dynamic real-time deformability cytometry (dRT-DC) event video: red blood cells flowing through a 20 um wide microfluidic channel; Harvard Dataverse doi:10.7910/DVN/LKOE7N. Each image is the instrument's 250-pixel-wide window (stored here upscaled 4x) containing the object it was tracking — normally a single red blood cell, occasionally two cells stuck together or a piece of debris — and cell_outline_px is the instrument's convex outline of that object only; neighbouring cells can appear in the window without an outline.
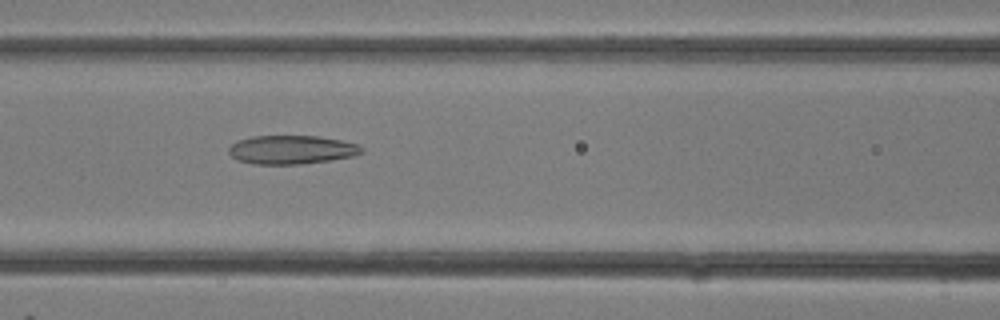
{"species": "common noctule bat (a hibernating species)", "species_latin": "Nyctalus noctula", "temperature_condition": "room temperature", "stored_images_in_passage": 20, "camera_frame_rate_fps": 3000, "um_per_image_px": 0.085, "animal": {"sex": "female"}, "frame": {"image": 1, "passage_image": 13, "time_ms": 4.0, "image_size_px": [1000, 320], "cell_outline_px": [[364, 152], [356, 156], [332, 160], [300, 164], [252, 164], [236, 160], [228, 152], [228, 148], [236, 140], [252, 136], [320, 136], [340, 140], [356, 144], [364, 148]], "centroid_in_image_um": [24.78, 12.73], "position_along_channel_um": 141.8, "area_um2": 22.48}}
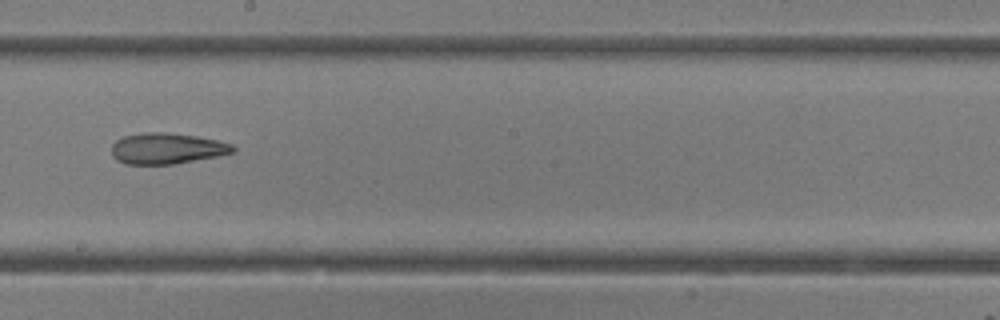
{"frame": {"image": 2, "passage_image": 17, "time_ms": 5.333, "image_size_px": [1000, 320], "cell_outline_px": [[236, 152], [176, 164], [124, 164], [116, 160], [112, 156], [112, 144], [116, 140], [124, 136], [140, 132], [160, 132], [196, 136], [216, 140], [232, 144], [236, 148]], "centroid_in_image_um": [14.16, 12.62], "position_along_channel_um": 234.0, "area_um2": 21.96}}
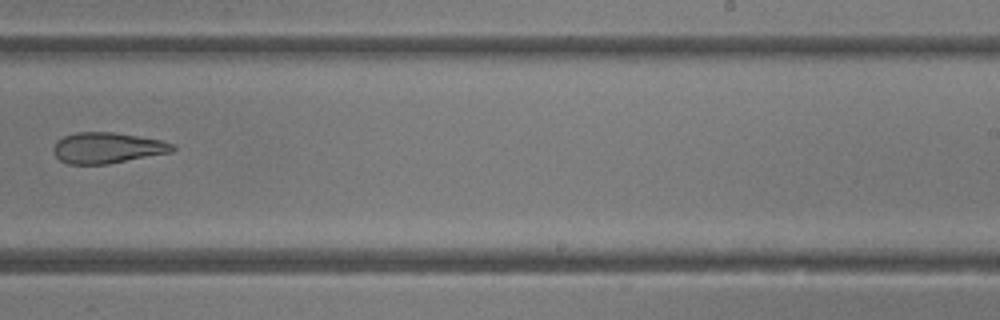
{"frame": {"image": 3, "passage_image": 19, "time_ms": 6.0, "image_size_px": [1000, 320], "cell_outline_px": [[176, 148], [172, 152], [108, 164], [68, 164], [60, 160], [52, 152], [52, 148], [56, 140], [64, 136], [76, 132], [112, 132], [160, 140], [172, 144]], "centroid_in_image_um": [9.07, 12.57], "position_along_channel_um": 279.9, "area_um2": 21.39}}